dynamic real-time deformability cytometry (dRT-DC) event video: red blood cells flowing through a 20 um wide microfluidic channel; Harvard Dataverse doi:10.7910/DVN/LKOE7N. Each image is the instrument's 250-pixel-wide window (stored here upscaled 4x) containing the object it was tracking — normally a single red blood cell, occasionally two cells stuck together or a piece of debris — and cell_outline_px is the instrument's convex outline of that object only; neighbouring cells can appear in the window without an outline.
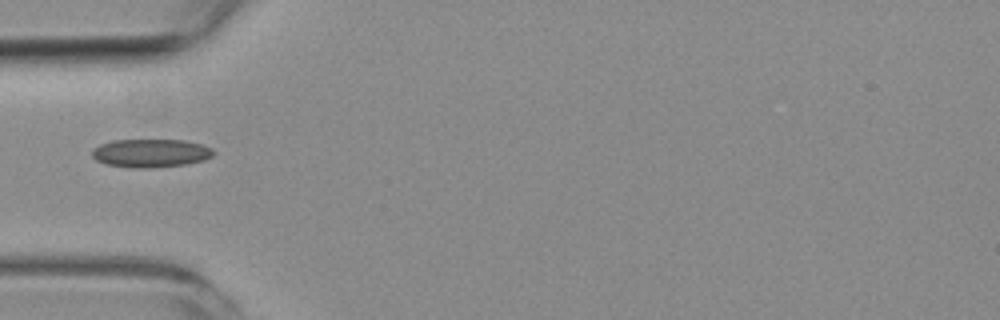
{"species": "common noctule bat (a hibernating species)", "species_latin": "Nyctalus noctula", "temperature_condition": "room temperature", "stored_images_in_passage": 4, "camera_frame_rate_fps": 3000, "um_per_image_px": 0.085, "animal": {"sex": "female", "body_mass_g": 19.3, "forearm_length_mm": 54.1}, "frame": {"image": 1, "passage_image": 4, "time_ms": 4.0, "image_size_px": [1000, 320], "cell_outline_px": [[212, 156], [204, 160], [184, 164], [152, 168], [132, 168], [104, 164], [96, 160], [92, 156], [92, 148], [100, 144], [112, 140], [184, 140], [200, 144], [212, 148]], "centroid_in_image_um": [12.75, 13.02], "position_along_channel_um": 72.2, "area_um2": 20.06}}